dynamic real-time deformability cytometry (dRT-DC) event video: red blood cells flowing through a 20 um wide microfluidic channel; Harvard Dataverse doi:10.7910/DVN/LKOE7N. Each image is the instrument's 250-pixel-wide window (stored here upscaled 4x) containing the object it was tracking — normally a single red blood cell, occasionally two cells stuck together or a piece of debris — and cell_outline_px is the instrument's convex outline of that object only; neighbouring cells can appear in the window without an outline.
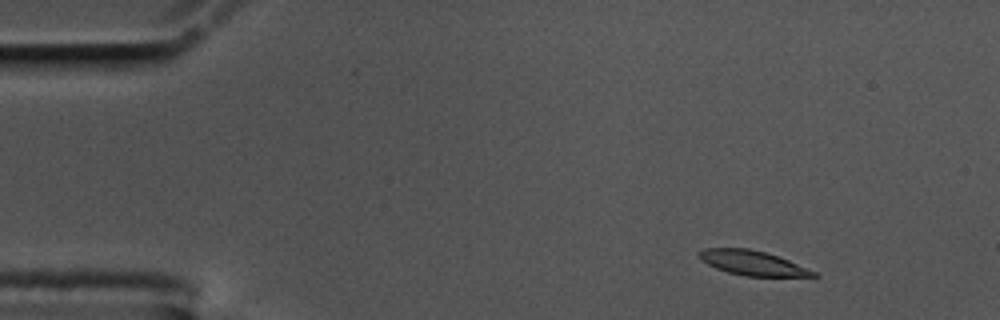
{"species": "common noctule bat (a hibernating species)", "species_latin": "Nyctalus noctula", "temperature_condition": "cold", "stored_images_in_passage": 46, "camera_frame_rate_fps": 3000, "um_per_image_px": 0.085, "animal": {"sex": "male", "body_mass_g": 17.5, "forearm_length_mm": 52.3}, "frame": {"image": 1, "passage_image": 6, "time_ms": 1.667, "image_size_px": [1000, 320], "cell_outline_px": [[820, 276], [744, 276], [728, 272], [716, 268], [700, 260], [696, 256], [696, 252], [704, 248], [748, 248], [764, 252], [788, 260], [816, 272]], "centroid_in_image_um": [63.88, 22.34], "position_along_channel_um": 21.1, "area_um2": 16.3}}
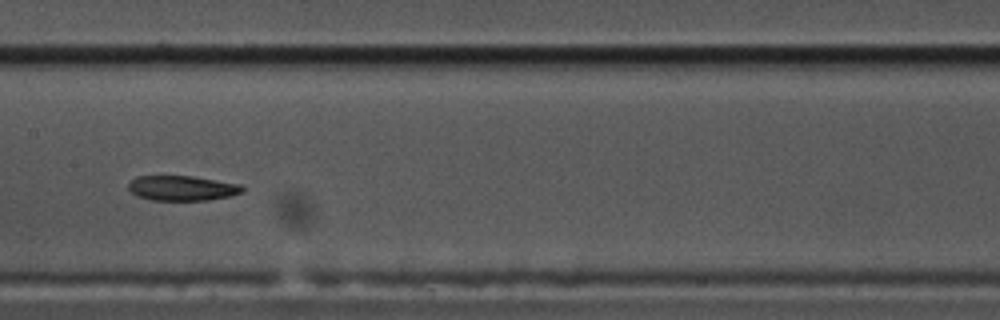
{"frame": {"image": 2, "passage_image": 28, "time_ms": 9.0, "image_size_px": [1000, 320], "cell_outline_px": [[244, 192], [228, 196], [208, 200], [152, 200], [136, 196], [128, 188], [128, 184], [136, 176], [192, 176], [240, 184], [244, 188]], "centroid_in_image_um": [15.47, 15.99], "position_along_channel_um": 191.9, "area_um2": 16.53}}
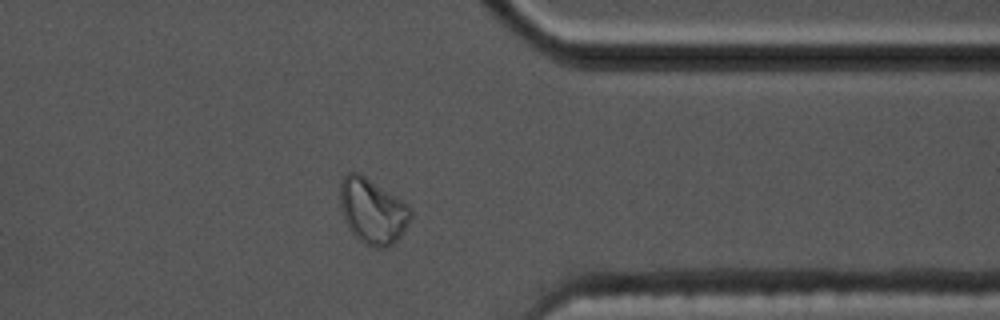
{"frame": {"image": 3, "passage_image": 45, "time_ms": 14.667, "image_size_px": [1000, 320], "cell_outline_px": [[412, 216], [404, 232], [388, 248], [376, 248], [364, 244], [352, 232], [344, 220], [340, 204], [340, 180], [348, 172], [360, 172], [408, 204], [412, 212]], "centroid_in_image_um": [31.67, 17.93], "position_along_channel_um": 379.7, "area_um2": 27.05}, "authors_computed_cell_mechanics": {"area_um2": 17.2533, "velocity_mm_per_s": 3.4539, "shape_relaxation_time_tau1_ms": null, "shape_relaxation_time_tau2_ms": 7.3985, "deformation_change_tau1": null, "deformation_change_tau2": 0.1446}}